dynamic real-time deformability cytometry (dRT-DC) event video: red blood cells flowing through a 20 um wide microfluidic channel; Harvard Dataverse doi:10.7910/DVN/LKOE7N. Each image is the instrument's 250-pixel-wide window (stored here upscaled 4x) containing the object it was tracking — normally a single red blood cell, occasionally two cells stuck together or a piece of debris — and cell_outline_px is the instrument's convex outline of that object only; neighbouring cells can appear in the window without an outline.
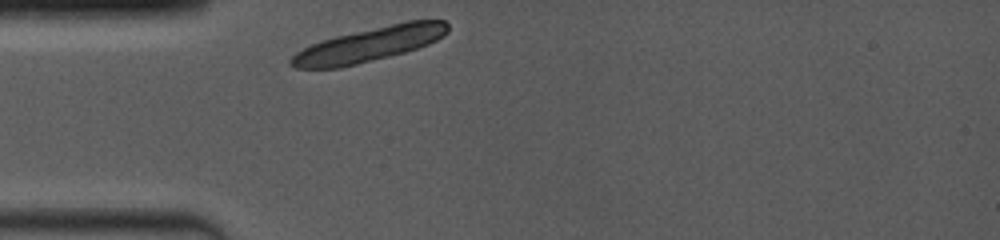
{"species": "common noctule bat (a hibernating species)", "species_latin": "Nyctalus noctula", "temperature_condition": "room temperature", "stored_images_in_passage": 1, "camera_frame_rate_fps": 4000, "um_per_image_px": 0.085, "animal": {"sex": "female", "body_mass_g": 19.0, "forearm_length_mm": 53.3}, "frame": {"image": 1, "passage_image": 1, "time_ms": 0.0, "image_size_px": [1000, 240], "cell_outline_px": [[448, 32], [444, 36], [428, 44], [404, 52], [340, 68], [296, 68], [288, 64], [288, 60], [296, 52], [320, 40], [336, 36], [408, 20], [444, 20], [448, 24]], "centroid_in_image_um": [31.37, 3.77], "position_along_channel_um": 53.6, "area_um2": 31.1}}